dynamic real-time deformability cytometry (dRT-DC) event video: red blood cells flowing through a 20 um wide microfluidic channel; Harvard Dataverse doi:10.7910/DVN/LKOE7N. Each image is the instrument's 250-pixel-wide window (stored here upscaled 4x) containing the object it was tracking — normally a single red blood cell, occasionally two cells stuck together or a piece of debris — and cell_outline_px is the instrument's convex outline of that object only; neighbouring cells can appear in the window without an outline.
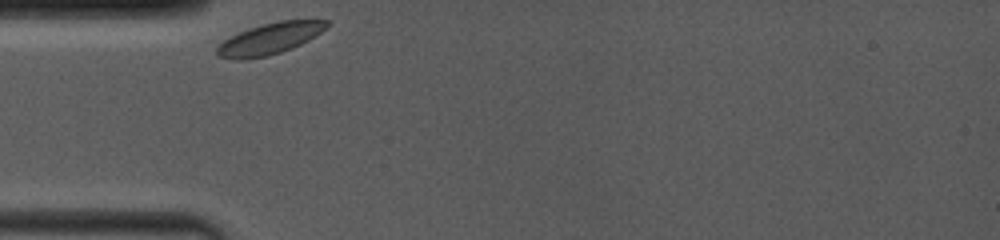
{"species": "common noctule bat (a hibernating species)", "species_latin": "Nyctalus noctula", "temperature_condition": "room temperature", "stored_images_in_passage": 39, "camera_frame_rate_fps": 4000, "um_per_image_px": 0.085, "animal": {"sex": "female", "body_mass_g": 19.0, "forearm_length_mm": 53.3}, "frame": {"image": 1, "passage_image": 1, "time_ms": 0.0, "image_size_px": [1000, 240], "cell_outline_px": [[328, 24], [320, 32], [308, 40], [292, 48], [268, 56], [244, 60], [232, 60], [220, 56], [216, 52], [216, 48], [224, 40], [248, 28], [280, 20], [328, 20]], "centroid_in_image_um": [22.89, 3.3], "position_along_channel_um": 62.1, "area_um2": 19.77}}
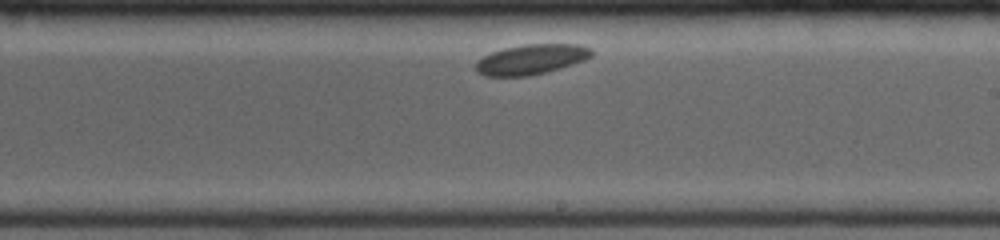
{"frame": {"image": 2, "passage_image": 22, "time_ms": 5.25, "image_size_px": [1000, 240], "cell_outline_px": [[592, 56], [584, 60], [560, 68], [528, 76], [484, 76], [476, 72], [476, 60], [492, 52], [504, 48], [524, 44], [580, 44], [592, 48]], "centroid_in_image_um": [45.14, 5.04], "position_along_channel_um": 243.9, "area_um2": 20.29}}
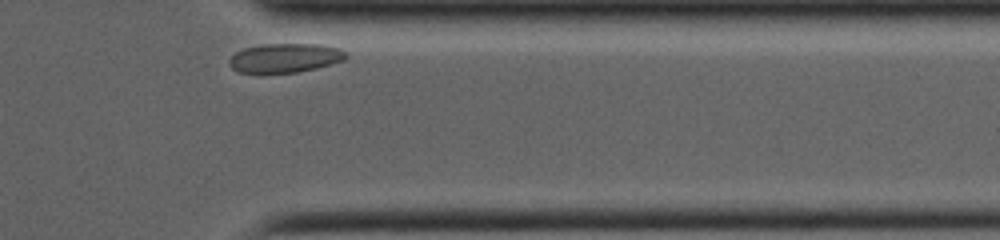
{"frame": {"image": 3, "passage_image": 38, "time_ms": 9.25, "image_size_px": [1000, 240], "cell_outline_px": [[348, 56], [344, 60], [316, 68], [296, 72], [236, 72], [228, 64], [228, 60], [236, 52], [244, 48], [260, 44], [320, 44], [340, 48], [348, 52]], "centroid_in_image_um": [24.24, 4.91], "position_along_channel_um": 387.2, "area_um2": 19.83}}